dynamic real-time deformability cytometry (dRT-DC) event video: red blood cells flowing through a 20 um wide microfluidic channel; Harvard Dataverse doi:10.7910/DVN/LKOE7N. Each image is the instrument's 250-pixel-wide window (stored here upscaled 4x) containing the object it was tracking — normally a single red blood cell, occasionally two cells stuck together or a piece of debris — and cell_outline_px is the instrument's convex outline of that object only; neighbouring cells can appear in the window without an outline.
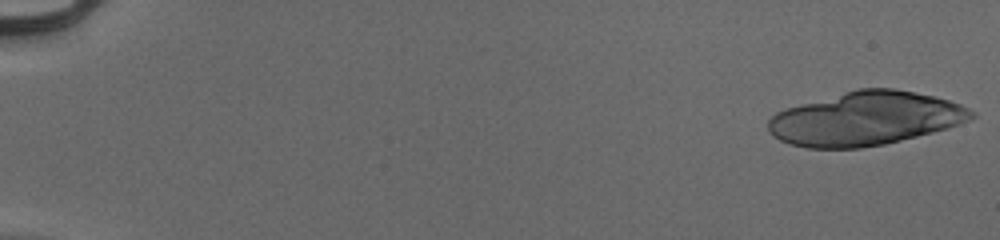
{"species": "human", "species_latin": "Homo sapiens", "temperature_condition": "cold", "stored_images_in_passage": 21, "camera_frame_rate_fps": 3000, "um_per_image_px": 0.085, "donor": {"sex": "male"}, "frame": {"image": 1, "passage_image": 1, "time_ms": 0.0, "image_size_px": [1000, 240], "cell_outline_px": [[976, 116], [960, 124], [948, 128], [884, 144], [860, 148], [808, 148], [788, 144], [772, 136], [768, 132], [768, 120], [776, 112], [788, 108], [856, 88], [892, 88], [916, 92], [936, 96], [960, 104], [976, 112]], "centroid_in_image_um": [73.57, 10.08], "position_along_channel_um": 11.4, "area_um2": 63.46}}